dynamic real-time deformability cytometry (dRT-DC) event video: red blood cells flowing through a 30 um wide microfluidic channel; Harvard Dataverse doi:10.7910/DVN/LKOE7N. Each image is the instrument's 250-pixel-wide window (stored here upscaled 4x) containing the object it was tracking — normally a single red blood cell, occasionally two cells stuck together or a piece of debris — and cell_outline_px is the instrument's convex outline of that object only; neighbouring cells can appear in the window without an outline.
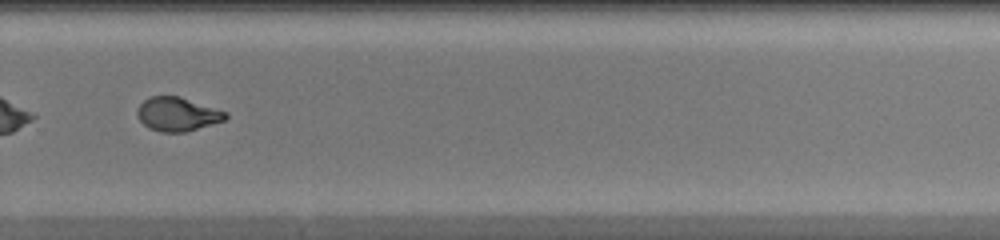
{"species": "common noctule bat (a hibernating species)", "species_latin": "Nyctalus noctula", "temperature_condition": "warm", "stored_images_in_passage": 49, "camera_frame_rate_fps": 3000, "um_per_image_px": 0.085, "animal": {"sex": "female", "body_mass_g": 20.0, "forearm_length_mm": 54.0}, "frame": {"image": 1, "passage_image": 35, "time_ms": 11.333, "image_size_px": [1000, 240], "cell_outline_px": [[228, 116], [224, 120], [188, 132], [160, 132], [148, 128], [136, 116], [136, 108], [144, 100], [152, 96], [180, 96], [228, 112]], "centroid_in_image_um": [15.07, 9.71], "position_along_channel_um": 314.7, "area_um2": 17.57}, "authors_computed_cell_mechanics": {"area_um2": 18.5538, "velocity_mm_per_s": 4.2174, "shape_relaxation_time_tau1_ms": 7.3606, "shape_relaxation_time_tau2_ms": 1.1655, "deformation_change_tau1": 0.2581, "deformation_change_tau2": 0.0715}}